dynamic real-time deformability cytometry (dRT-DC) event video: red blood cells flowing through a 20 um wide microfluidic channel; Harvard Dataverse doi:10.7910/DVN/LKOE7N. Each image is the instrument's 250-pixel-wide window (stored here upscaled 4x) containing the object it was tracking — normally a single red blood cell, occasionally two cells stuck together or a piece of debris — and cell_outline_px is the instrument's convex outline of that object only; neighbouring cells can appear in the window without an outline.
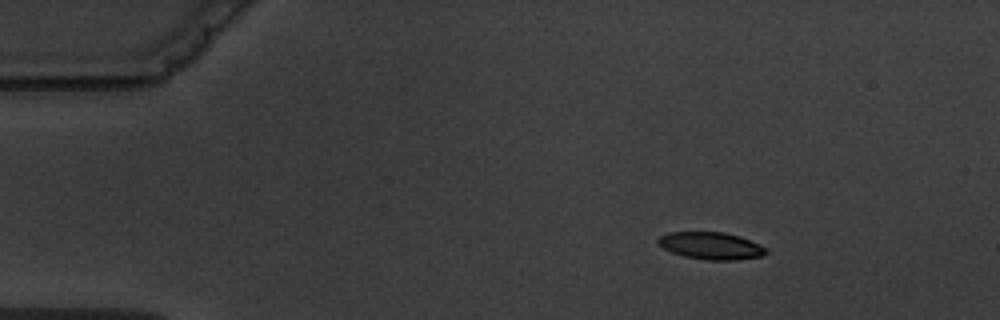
{"species": "common noctule bat (a hibernating species)", "species_latin": "Nyctalus noctula", "temperature_condition": "warm", "stored_images_in_passage": 7, "camera_frame_rate_fps": 3000, "um_per_image_px": 0.085, "animal": {"sex": "male", "body_mass_g": 19.5, "forearm_length_mm": 54.6}, "frame": {"image": 1, "passage_image": 1, "time_ms": 0.0, "image_size_px": [1000, 320], "cell_outline_px": [[768, 252], [760, 256], [736, 260], [704, 260], [684, 256], [672, 252], [664, 248], [656, 240], [660, 236], [668, 232], [724, 232], [740, 236], [760, 244], [768, 248]], "centroid_in_image_um": [60.46, 20.89], "position_along_channel_um": 24.5, "area_um2": 17.17}}
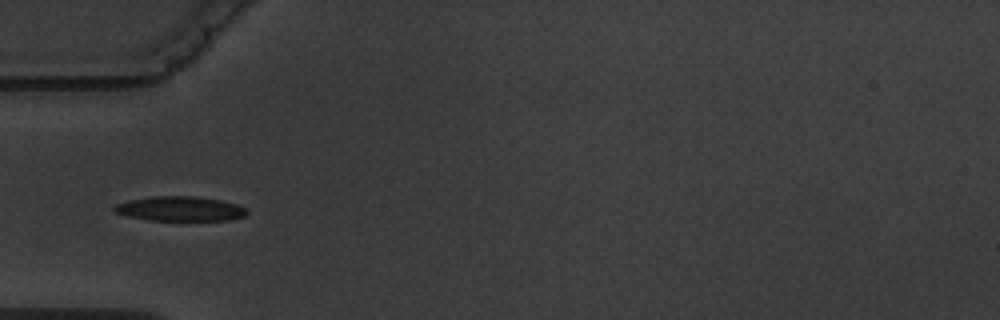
{"frame": {"image": 2, "passage_image": 4, "time_ms": 3.333, "image_size_px": [1000, 320], "cell_outline_px": [[248, 212], [244, 216], [228, 220], [148, 220], [128, 216], [116, 212], [112, 208], [116, 204], [128, 200], [156, 196], [192, 196], [220, 200], [236, 204], [244, 208]], "centroid_in_image_um": [15.29, 17.74], "position_along_channel_um": 69.7, "area_um2": 18.79}}
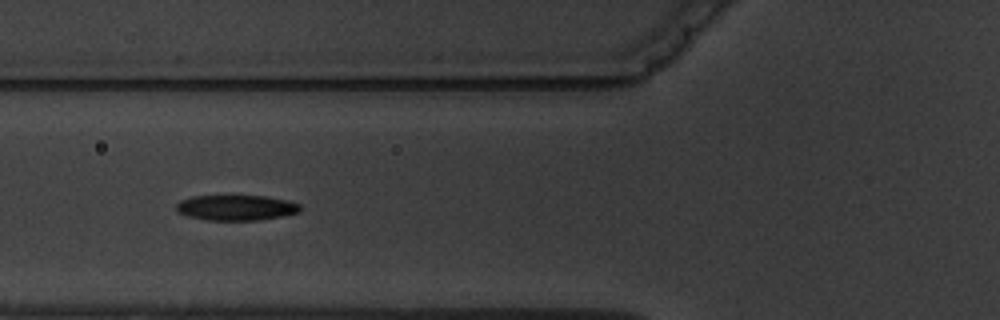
{"frame": {"image": 3, "passage_image": 5, "time_ms": 4.333, "image_size_px": [1000, 320], "cell_outline_px": [[300, 212], [284, 216], [260, 220], [208, 220], [188, 216], [176, 212], [176, 204], [180, 200], [192, 196], [264, 196], [288, 200], [300, 204]], "centroid_in_image_um": [20.08, 17.65], "position_along_channel_um": 105.7, "area_um2": 18.44}}